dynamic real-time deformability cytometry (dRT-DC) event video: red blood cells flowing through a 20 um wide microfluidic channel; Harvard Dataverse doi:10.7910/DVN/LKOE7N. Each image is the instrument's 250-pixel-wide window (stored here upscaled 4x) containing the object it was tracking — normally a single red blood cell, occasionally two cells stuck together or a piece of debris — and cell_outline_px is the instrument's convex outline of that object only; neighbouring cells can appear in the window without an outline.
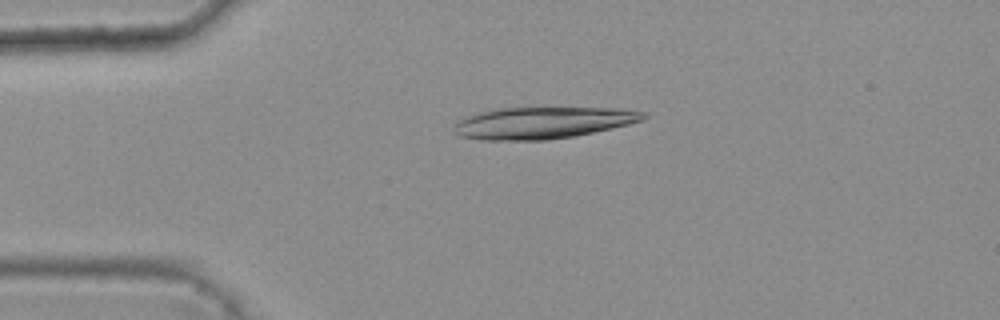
{"species": "common noctule bat (a hibernating species)", "species_latin": "Nyctalus noctula", "temperature_condition": "warm", "stored_images_in_passage": 46, "camera_frame_rate_fps": 3000, "um_per_image_px": 0.085, "animal": {"sex": "female", "body_mass_g": 25.1}, "frame": {"image": 1, "passage_image": 11, "time_ms": 3.333, "image_size_px": [1000, 320], "cell_outline_px": [[648, 116], [644, 120], [612, 128], [576, 136], [548, 140], [480, 140], [460, 136], [456, 132], [456, 120], [464, 116], [496, 108], [624, 108], [648, 112]], "centroid_in_image_um": [46.17, 10.43], "position_along_channel_um": 38.8, "area_um2": 35.26}}